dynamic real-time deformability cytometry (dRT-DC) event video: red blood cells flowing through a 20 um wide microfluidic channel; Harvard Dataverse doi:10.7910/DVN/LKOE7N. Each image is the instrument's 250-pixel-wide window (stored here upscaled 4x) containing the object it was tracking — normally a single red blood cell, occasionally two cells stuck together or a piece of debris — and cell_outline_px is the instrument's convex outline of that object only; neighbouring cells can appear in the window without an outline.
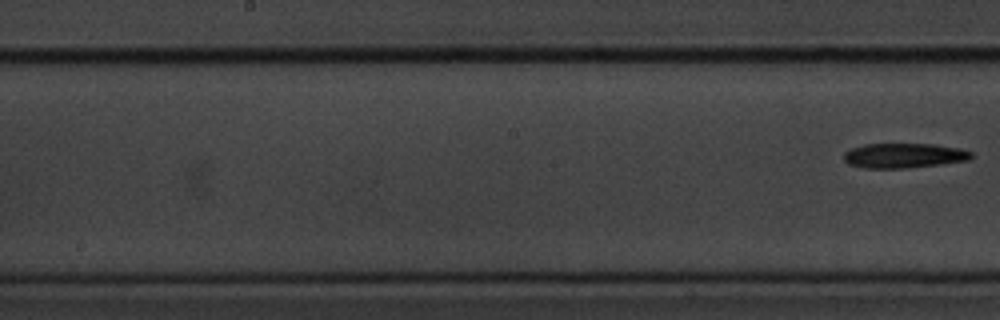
{"species": "common noctule bat (a hibernating species)", "species_latin": "Nyctalus noctula", "temperature_condition": "cold", "stored_images_in_passage": 9, "segment_of_instrument_passage": [2, 2], "camera_frame_rate_fps": 3000, "um_per_image_px": 0.085, "animal": {"sex": "male", "body_mass_g": 20.1, "forearm_length_mm": 53.5}, "frame": {"image": 1, "passage_image": 9, "time_ms": 10.0, "image_size_px": [1000, 320], "cell_outline_px": [[972, 156], [968, 160], [940, 164], [904, 168], [864, 168], [848, 164], [844, 160], [844, 152], [852, 148], [864, 144], [936, 144], [960, 148], [972, 152]], "centroid_in_image_um": [76.82, 13.22], "position_along_channel_um": 171.4, "area_um2": 18.38}}